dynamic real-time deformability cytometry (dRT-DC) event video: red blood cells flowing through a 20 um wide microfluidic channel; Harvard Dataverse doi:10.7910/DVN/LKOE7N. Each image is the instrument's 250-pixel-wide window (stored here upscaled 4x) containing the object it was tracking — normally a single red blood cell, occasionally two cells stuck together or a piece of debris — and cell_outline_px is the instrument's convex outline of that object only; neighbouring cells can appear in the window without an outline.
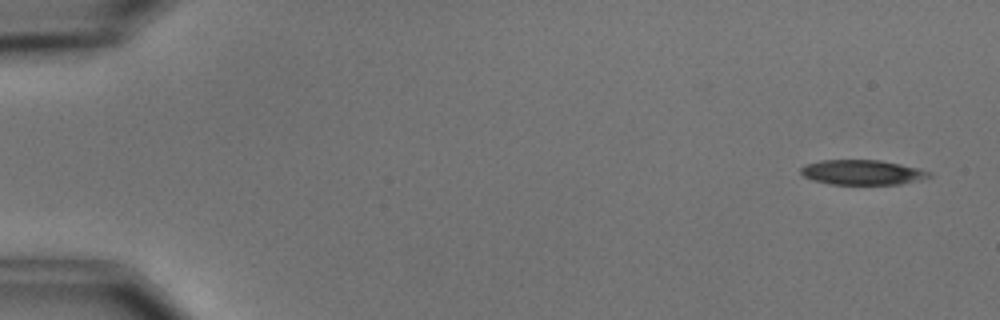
{"species": "common noctule bat (a hibernating species)", "species_latin": "Nyctalus noctula", "temperature_condition": "cold", "stored_images_in_passage": 5, "camera_frame_rate_fps": 3000, "um_per_image_px": 0.085, "animal": {"sex": "male", "body_mass_g": 15.6}, "frame": {"image": 1, "passage_image": 1, "time_ms": 0.0, "image_size_px": [1000, 320], "cell_outline_px": [[932, 176], [920, 180], [900, 184], [832, 184], [812, 180], [804, 176], [800, 172], [800, 168], [804, 164], [820, 160], [880, 160], [920, 168], [932, 172]], "centroid_in_image_um": [73.3, 14.64], "position_along_channel_um": 11.7, "area_um2": 18.73}}